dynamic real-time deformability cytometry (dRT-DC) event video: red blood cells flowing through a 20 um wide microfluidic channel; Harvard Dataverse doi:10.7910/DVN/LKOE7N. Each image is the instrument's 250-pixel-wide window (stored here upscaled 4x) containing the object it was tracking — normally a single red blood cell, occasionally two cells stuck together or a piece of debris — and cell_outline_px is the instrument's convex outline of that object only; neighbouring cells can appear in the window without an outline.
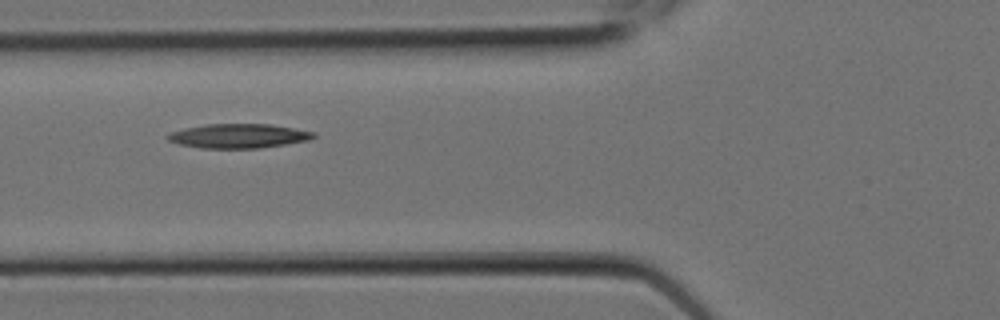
{"species": "Egyptian fruit bat (a non-hibernating species)", "species_latin": "Rousettus aegyptiacus", "temperature_condition": "room temperature", "stored_images_in_passage": 4, "camera_frame_rate_fps": 3000, "um_per_image_px": 0.085, "animal": {"sex": "female"}, "frame": {"image": 1, "passage_image": 2, "time_ms": 0.333, "image_size_px": [1000, 320], "cell_outline_px": [[316, 136], [308, 140], [260, 148], [200, 148], [180, 144], [168, 140], [164, 136], [172, 132], [184, 128], [204, 124], [268, 124], [316, 132]], "centroid_in_image_um": [20.25, 11.55], "position_along_channel_um": 105.6, "area_um2": 20.52}}
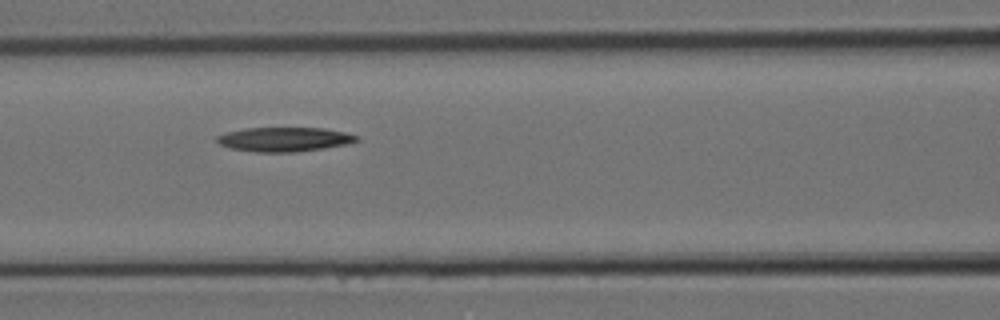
{"frame": {"image": 2, "passage_image": 3, "time_ms": 0.667, "image_size_px": [1000, 320], "cell_outline_px": [[360, 140], [348, 144], [324, 148], [292, 152], [256, 152], [228, 148], [220, 144], [216, 140], [216, 136], [228, 132], [244, 128], [324, 128], [344, 132], [360, 136]], "centroid_in_image_um": [24.18, 11.84], "position_along_channel_um": 142.4, "area_um2": 19.83}}
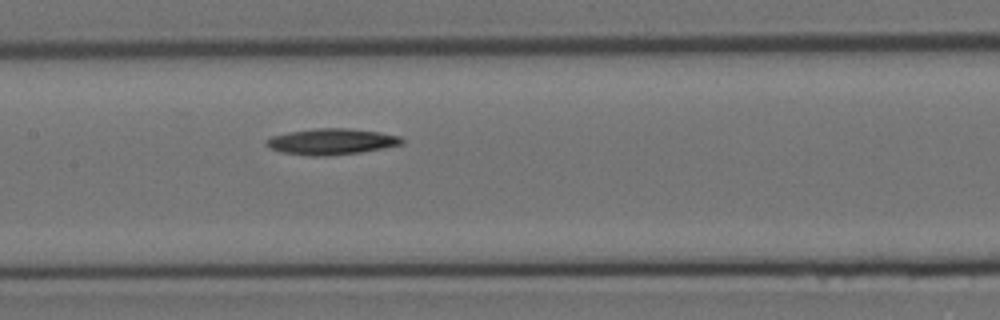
{"frame": {"image": 3, "passage_image": 4, "time_ms": 1.0, "image_size_px": [1000, 320], "cell_outline_px": [[404, 144], [384, 148], [360, 152], [328, 156], [308, 156], [280, 152], [268, 148], [264, 144], [264, 140], [272, 136], [288, 132], [316, 128], [344, 128], [380, 132], [400, 136], [404, 140]], "centroid_in_image_um": [28.14, 12.04], "position_along_channel_um": 179.3, "area_um2": 20.81}}